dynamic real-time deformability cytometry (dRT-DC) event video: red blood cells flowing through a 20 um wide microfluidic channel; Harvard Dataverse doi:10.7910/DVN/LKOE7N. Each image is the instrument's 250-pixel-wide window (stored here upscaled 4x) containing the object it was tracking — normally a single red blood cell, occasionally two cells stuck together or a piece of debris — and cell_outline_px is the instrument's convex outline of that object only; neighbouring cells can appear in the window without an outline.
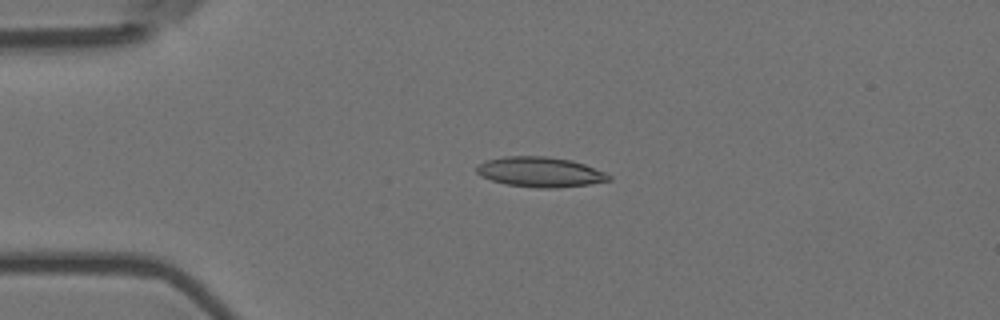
{"species": "Egyptian fruit bat (a non-hibernating species)", "species_latin": "Rousettus aegyptiacus", "temperature_condition": "room temperature", "stored_images_in_passage": 4, "camera_frame_rate_fps": 3000, "um_per_image_px": 0.085, "animal": {"sex": "female"}, "frame": {"image": 1, "passage_image": 2, "time_ms": 0.333, "image_size_px": [1000, 320], "cell_outline_px": [[612, 180], [588, 184], [556, 188], [536, 188], [508, 184], [492, 180], [480, 176], [476, 172], [476, 168], [484, 160], [504, 156], [548, 156], [572, 160], [584, 164], [604, 172], [612, 176]], "centroid_in_image_um": [45.91, 14.61], "position_along_channel_um": 39.1, "area_um2": 23.18}}
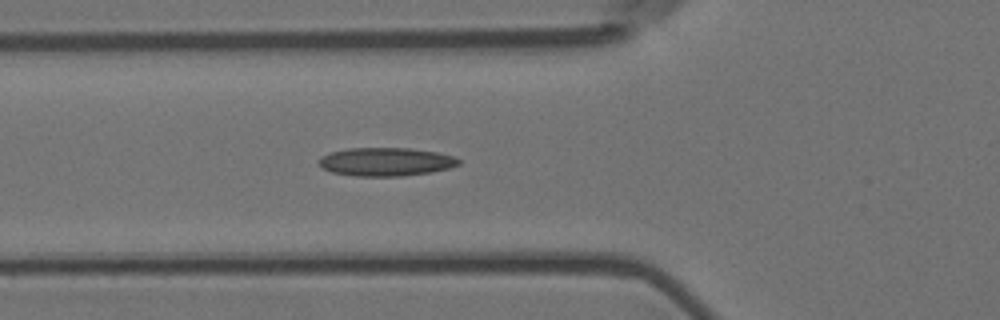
{"frame": {"image": 2, "passage_image": 4, "time_ms": 1.0, "image_size_px": [1000, 320], "cell_outline_px": [[460, 164], [448, 168], [432, 172], [404, 176], [356, 176], [332, 172], [316, 164], [316, 160], [320, 156], [328, 152], [348, 148], [408, 148], [436, 152], [452, 156], [460, 160]], "centroid_in_image_um": [32.73, 13.75], "position_along_channel_um": 93.1, "area_um2": 23.29}}